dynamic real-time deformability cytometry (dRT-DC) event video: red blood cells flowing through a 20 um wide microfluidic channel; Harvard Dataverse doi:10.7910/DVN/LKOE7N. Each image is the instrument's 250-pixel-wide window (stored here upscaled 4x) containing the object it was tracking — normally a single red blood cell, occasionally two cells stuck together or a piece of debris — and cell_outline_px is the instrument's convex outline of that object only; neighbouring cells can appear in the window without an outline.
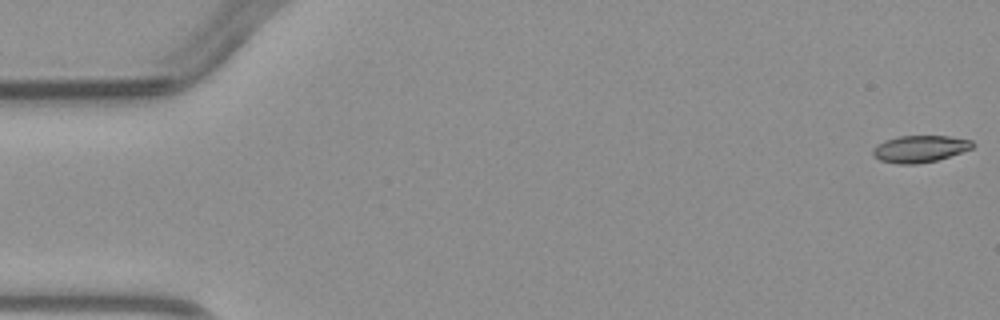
{"species": "common noctule bat (a hibernating species)", "species_latin": "Nyctalus noctula", "temperature_condition": "warm", "stored_images_in_passage": 5, "camera_frame_rate_fps": 3000, "um_per_image_px": 0.085, "animal": {"sex": "male", "body_mass_g": 23.1, "forearm_length_mm": 52.7}, "frame": {"image": 1, "passage_image": 1, "time_ms": 0.0, "image_size_px": [1000, 320], "cell_outline_px": [[976, 144], [972, 148], [936, 160], [916, 164], [900, 164], [880, 160], [872, 156], [872, 148], [876, 144], [884, 140], [900, 136], [948, 136], [972, 140]], "centroid_in_image_um": [78.15, 12.64], "position_along_channel_um": 6.9, "area_um2": 15.61}}
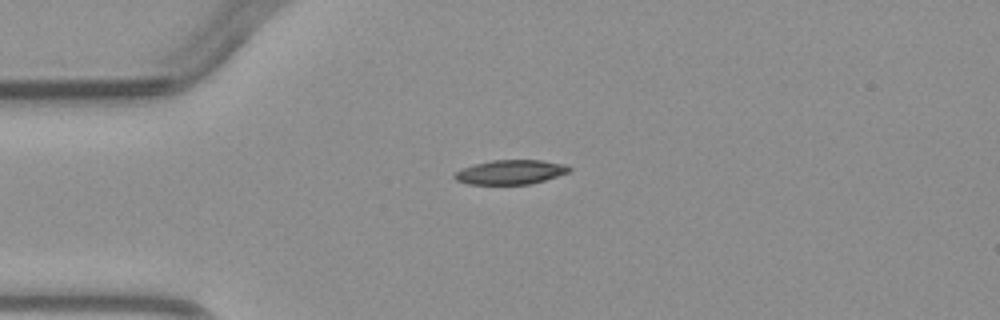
{"frame": {"image": 2, "passage_image": 4, "time_ms": 3.667, "image_size_px": [1000, 320], "cell_outline_px": [[572, 168], [568, 172], [544, 180], [528, 184], [468, 184], [456, 180], [452, 176], [460, 168], [492, 160], [540, 160], [564, 164]], "centroid_in_image_um": [43.35, 14.62], "position_along_channel_um": 41.6, "area_um2": 16.13}}